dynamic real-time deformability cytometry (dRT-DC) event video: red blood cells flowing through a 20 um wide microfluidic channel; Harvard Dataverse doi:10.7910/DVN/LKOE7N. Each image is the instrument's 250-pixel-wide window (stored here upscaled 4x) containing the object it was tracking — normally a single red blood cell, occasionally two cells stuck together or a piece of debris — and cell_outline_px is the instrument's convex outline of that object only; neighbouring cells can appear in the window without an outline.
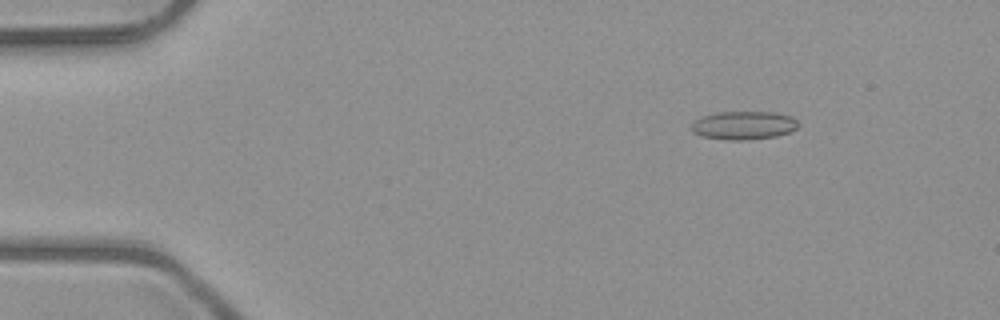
{"species": "common noctule bat (a hibernating species)", "species_latin": "Nyctalus noctula", "temperature_condition": "room temperature", "stored_images_in_passage": 18, "camera_frame_rate_fps": 3000, "um_per_image_px": 0.085, "animal": {"sex": "male", "body_mass_g": 23.1, "forearm_length_mm": 52.7}, "frame": {"image": 1, "passage_image": 8, "time_ms": 2.333, "image_size_px": [1000, 320], "cell_outline_px": [[796, 128], [792, 132], [776, 136], [748, 140], [724, 140], [704, 136], [692, 132], [692, 124], [696, 120], [704, 116], [716, 112], [772, 112], [792, 116], [796, 120]], "centroid_in_image_um": [63.23, 10.66], "position_along_channel_um": 21.8, "area_um2": 17.57}}
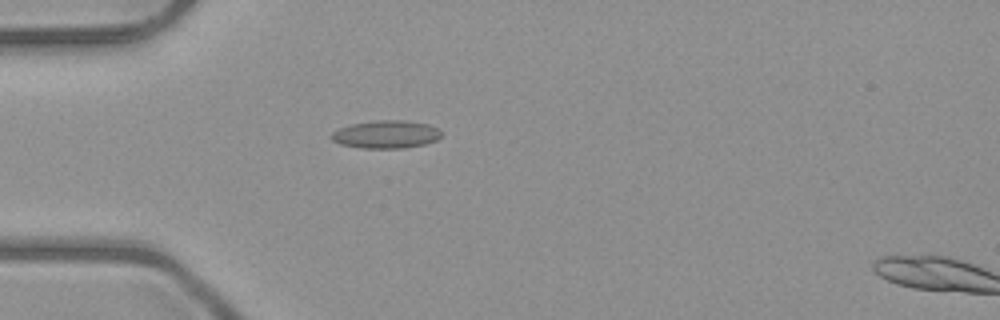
{"frame": {"image": 2, "passage_image": 16, "time_ms": 5.0, "image_size_px": [1000, 320], "cell_outline_px": [[440, 136], [436, 140], [424, 144], [404, 148], [364, 148], [340, 144], [332, 140], [332, 132], [340, 128], [352, 124], [380, 120], [404, 120], [428, 124], [440, 128]], "centroid_in_image_um": [32.84, 11.42], "position_along_channel_um": 52.2, "area_um2": 17.69}}